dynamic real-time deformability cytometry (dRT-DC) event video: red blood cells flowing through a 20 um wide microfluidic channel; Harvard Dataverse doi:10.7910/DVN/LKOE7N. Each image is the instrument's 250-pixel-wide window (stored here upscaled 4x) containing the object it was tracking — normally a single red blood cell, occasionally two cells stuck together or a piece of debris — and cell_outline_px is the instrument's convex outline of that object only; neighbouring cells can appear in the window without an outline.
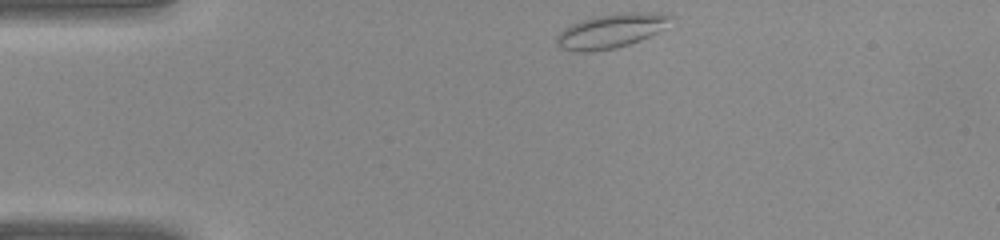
{"species": "common noctule bat (a hibernating species)", "species_latin": "Nyctalus noctula", "temperature_condition": "warm", "stored_images_in_passage": 33, "camera_frame_rate_fps": 3000, "um_per_image_px": 0.085, "animal": {"sex": "female", "body_mass_g": 22.0, "forearm_length_mm": 56.7}, "frame": {"image": 1, "passage_image": 1, "time_ms": 0.0, "image_size_px": [1000, 240], "cell_outline_px": [[672, 16], [664, 28], [648, 36], [628, 44], [612, 48], [588, 52], [576, 52], [564, 48], [556, 44], [556, 36], [564, 28], [572, 24], [596, 16], [632, 12], [656, 12]], "centroid_in_image_um": [51.9, 2.63], "position_along_channel_um": 33.1, "area_um2": 22.08}}
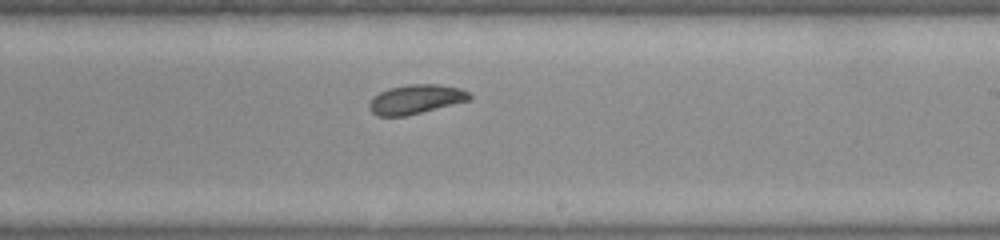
{"frame": {"image": 2, "passage_image": 17, "time_ms": 5.333, "image_size_px": [1000, 240], "cell_outline_px": [[472, 100], [404, 116], [376, 116], [368, 108], [368, 104], [372, 96], [388, 88], [408, 84], [440, 84], [460, 88], [468, 92], [472, 96]], "centroid_in_image_um": [35.33, 8.43], "position_along_channel_um": 253.7, "area_um2": 17.28}}
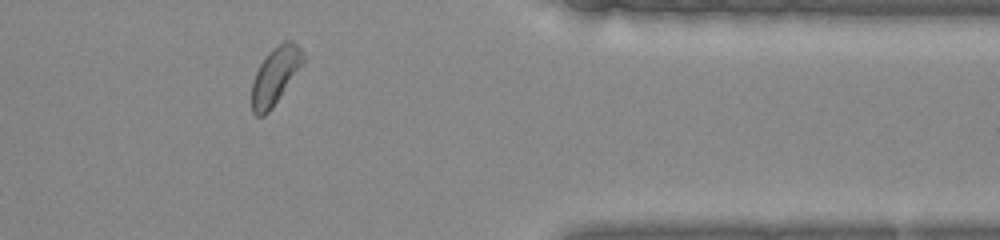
{"frame": {"image": 3, "passage_image": 26, "time_ms": 8.333, "image_size_px": [1000, 240], "cell_outline_px": [[304, 64], [272, 108], [264, 116], [256, 116], [252, 112], [252, 80], [260, 64], [268, 52], [272, 48], [284, 40], [292, 40], [300, 48], [304, 56]], "centroid_in_image_um": [23.4, 6.43], "position_along_channel_um": 388.0, "area_um2": 17.22}}